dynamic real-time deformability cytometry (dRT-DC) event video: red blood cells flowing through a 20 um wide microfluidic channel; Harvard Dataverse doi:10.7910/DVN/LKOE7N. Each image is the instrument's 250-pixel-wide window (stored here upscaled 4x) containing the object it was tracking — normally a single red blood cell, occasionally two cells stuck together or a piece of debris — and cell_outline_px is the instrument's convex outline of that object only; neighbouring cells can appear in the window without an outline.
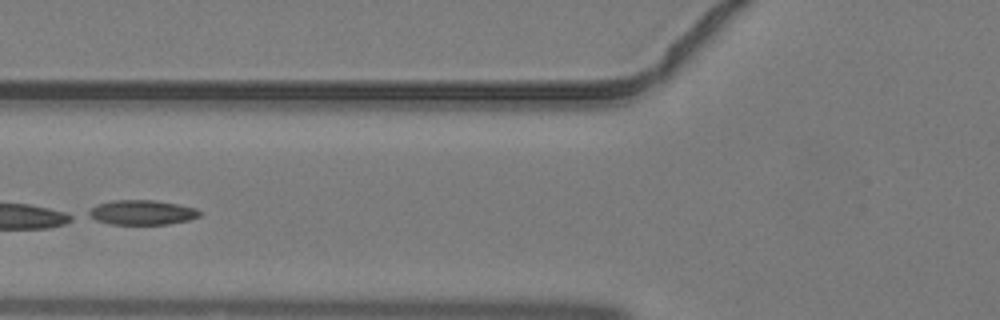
{"species": "common noctule bat (a hibernating species)", "species_latin": "Nyctalus noctula", "temperature_condition": "warm", "stored_images_in_passage": 3, "camera_frame_rate_fps": 3000, "um_per_image_px": 0.085, "animal": {"sex": "male", "body_mass_g": 19.2, "forearm_length_mm": 51.8}, "frame": {"image": 1, "passage_image": 2, "time_ms": 0.333, "image_size_px": [1000, 320], "cell_outline_px": [[200, 216], [188, 220], [168, 224], [108, 224], [96, 220], [88, 216], [88, 212], [96, 204], [116, 200], [152, 200], [176, 204], [196, 208], [200, 212]], "centroid_in_image_um": [12.04, 18.06], "position_along_channel_um": 113.8, "area_um2": 15.84}}
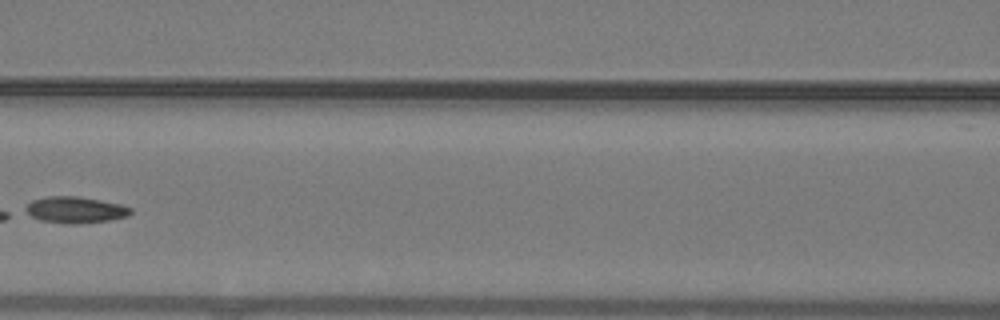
{"frame": {"image": 2, "passage_image": 3, "time_ms": 0.667, "image_size_px": [1000, 320], "cell_outline_px": [[132, 212], [128, 216], [108, 220], [76, 224], [64, 224], [40, 220], [24, 212], [24, 208], [32, 200], [48, 196], [76, 196], [100, 200], [120, 204], [132, 208]], "centroid_in_image_um": [6.38, 17.84], "position_along_channel_um": 160.2, "area_um2": 16.18}}